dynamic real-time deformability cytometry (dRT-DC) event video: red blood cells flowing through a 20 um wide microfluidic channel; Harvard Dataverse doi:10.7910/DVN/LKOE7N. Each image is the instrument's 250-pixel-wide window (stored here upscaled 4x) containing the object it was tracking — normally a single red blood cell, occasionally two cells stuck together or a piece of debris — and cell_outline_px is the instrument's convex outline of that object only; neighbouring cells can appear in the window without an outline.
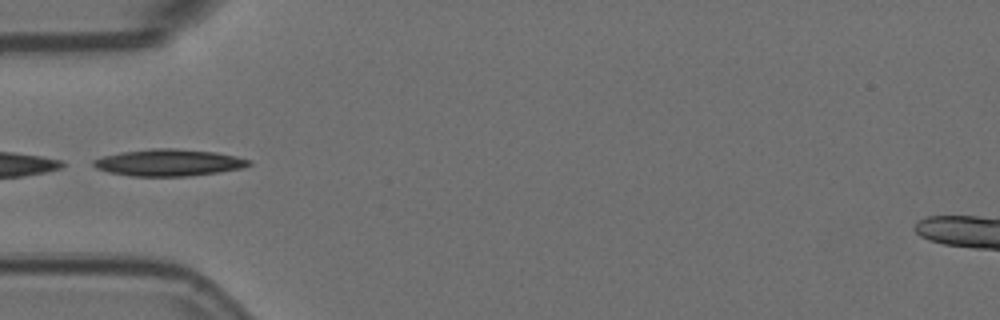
{"species": "Egyptian fruit bat (a non-hibernating species)", "species_latin": "Rousettus aegyptiacus", "temperature_condition": "room temperature", "stored_images_in_passage": 24, "camera_frame_rate_fps": 3000, "um_per_image_px": 0.085, "animal": {"sex": "female"}, "frame": {"image": 1, "passage_image": 1, "time_ms": 0.0, "image_size_px": [1000, 320], "cell_outline_px": [[252, 164], [244, 168], [188, 176], [132, 176], [108, 172], [96, 168], [92, 164], [92, 160], [100, 156], [120, 152], [152, 148], [176, 148], [216, 152], [236, 156], [252, 160]], "centroid_in_image_um": [14.33, 13.81], "position_along_channel_um": 70.7, "area_um2": 24.51}}
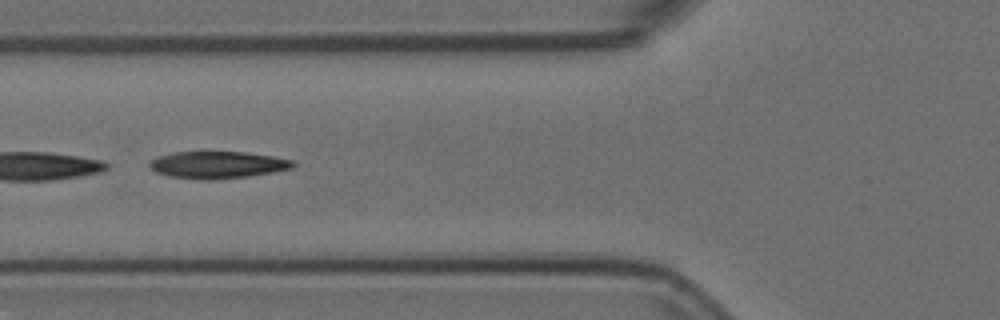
{"frame": {"image": 2, "passage_image": 4, "time_ms": 1.0, "image_size_px": [1000, 320], "cell_outline_px": [[296, 164], [292, 168], [272, 172], [248, 176], [212, 180], [204, 180], [168, 176], [156, 172], [148, 168], [148, 164], [152, 160], [160, 156], [172, 152], [244, 152], [272, 156], [292, 160]], "centroid_in_image_um": [18.47, 14.01], "position_along_channel_um": 107.3, "area_um2": 22.54}}
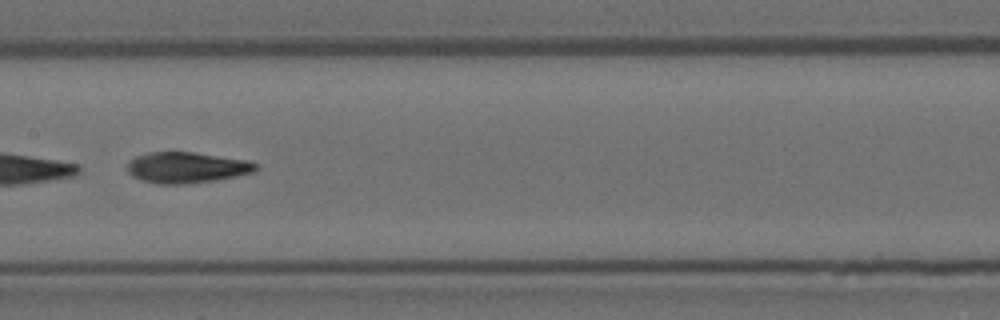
{"frame": {"image": 3, "passage_image": 11, "time_ms": 3.333, "image_size_px": [1000, 320], "cell_outline_px": [[260, 168], [252, 172], [236, 176], [216, 180], [184, 184], [160, 184], [140, 180], [132, 176], [128, 172], [128, 164], [136, 156], [148, 152], [196, 152], [248, 160], [260, 164]], "centroid_in_image_um": [15.91, 14.24], "position_along_channel_um": 191.5, "area_um2": 23.29}}